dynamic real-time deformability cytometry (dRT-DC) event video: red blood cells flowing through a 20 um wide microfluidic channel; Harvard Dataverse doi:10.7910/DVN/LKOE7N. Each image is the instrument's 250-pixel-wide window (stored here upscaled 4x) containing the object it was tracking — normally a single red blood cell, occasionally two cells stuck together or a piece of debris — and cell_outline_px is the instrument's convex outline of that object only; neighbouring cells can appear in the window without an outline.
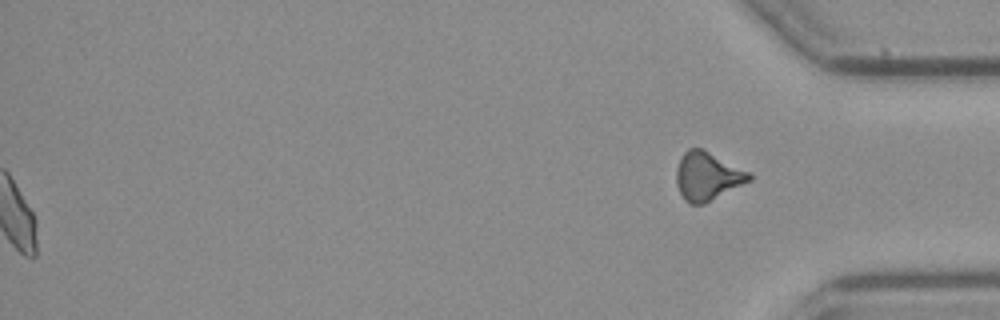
{"species": "common noctule bat (a hibernating species)", "species_latin": "Nyctalus noctula", "temperature_condition": "cold", "stored_images_in_passage": 51, "segment_of_instrument_passage": [2, 2], "camera_frame_rate_fps": 3000, "um_per_image_px": 0.085, "animal": {"sex": "female", "body_mass_g": 21.9}, "frame": {"image": 1, "passage_image": 51, "time_ms": 16.667, "image_size_px": [1000, 320], "cell_outline_px": [[752, 180], [704, 204], [688, 204], [684, 200], [676, 184], [676, 168], [680, 156], [688, 148], [700, 148], [752, 172]], "centroid_in_image_um": [60.13, 14.98], "position_along_channel_um": 375.1, "area_um2": 20.69}}